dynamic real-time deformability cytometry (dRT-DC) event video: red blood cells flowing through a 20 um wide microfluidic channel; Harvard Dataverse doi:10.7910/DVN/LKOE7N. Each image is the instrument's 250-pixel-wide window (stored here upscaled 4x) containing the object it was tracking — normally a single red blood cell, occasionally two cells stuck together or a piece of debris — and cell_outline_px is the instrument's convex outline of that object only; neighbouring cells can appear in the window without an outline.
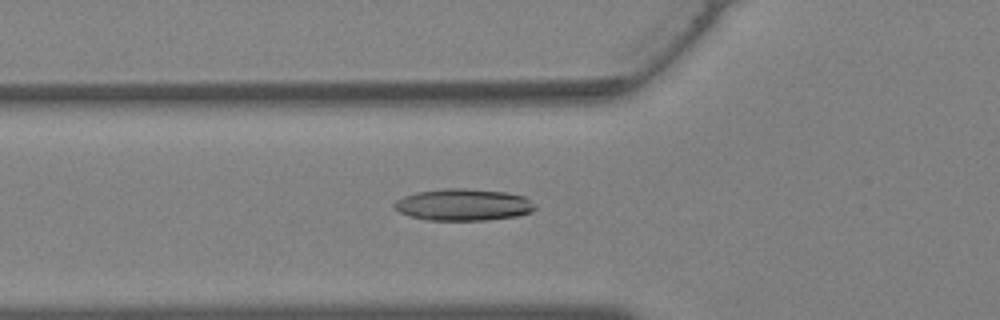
{"species": "Egyptian fruit bat (a non-hibernating species)", "species_latin": "Rousettus aegyptiacus", "temperature_condition": "warm", "stored_images_in_passage": 31, "camera_frame_rate_fps": 3000, "um_per_image_px": 0.085, "animal": {"sex": "female"}, "frame": {"image": 1, "passage_image": 5, "time_ms": 1.333, "image_size_px": [1000, 320], "cell_outline_px": [[536, 208], [532, 212], [516, 216], [484, 220], [428, 220], [412, 216], [400, 212], [392, 208], [392, 204], [396, 200], [404, 196], [416, 192], [444, 188], [468, 188], [504, 192], [524, 196], [536, 204]], "centroid_in_image_um": [39.38, 17.39], "position_along_channel_um": 86.4, "area_um2": 26.18}}
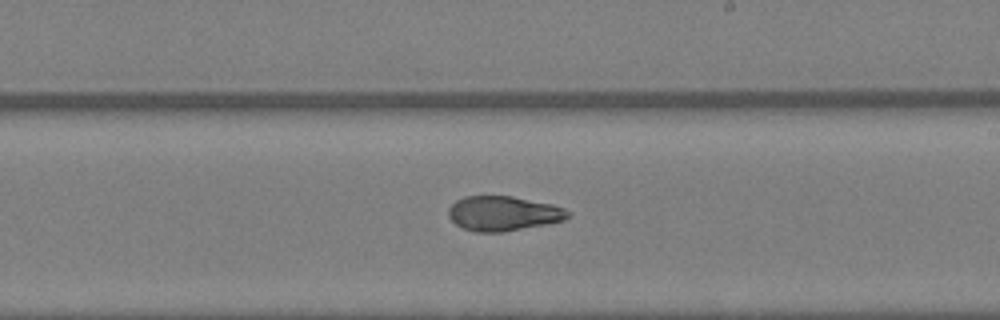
{"frame": {"image": 2, "passage_image": 14, "time_ms": 4.333, "image_size_px": [1000, 320], "cell_outline_px": [[572, 212], [564, 220], [544, 224], [500, 232], [476, 232], [464, 228], [456, 224], [448, 216], [448, 208], [456, 200], [464, 196], [512, 196], [552, 204], [564, 208]], "centroid_in_image_um": [42.76, 18.13], "position_along_channel_um": 246.2, "area_um2": 23.99}}
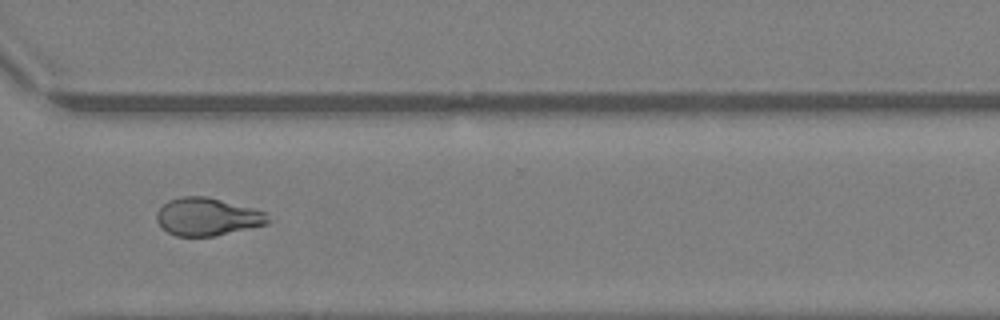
{"frame": {"image": 3, "passage_image": 20, "time_ms": 6.333, "image_size_px": [1000, 320], "cell_outline_px": [[276, 220], [268, 224], [212, 236], [176, 236], [168, 232], [156, 220], [156, 212], [168, 200], [180, 196], [208, 196], [268, 212]], "centroid_in_image_um": [17.7, 18.41], "position_along_channel_um": 352.9, "area_um2": 24.8}}